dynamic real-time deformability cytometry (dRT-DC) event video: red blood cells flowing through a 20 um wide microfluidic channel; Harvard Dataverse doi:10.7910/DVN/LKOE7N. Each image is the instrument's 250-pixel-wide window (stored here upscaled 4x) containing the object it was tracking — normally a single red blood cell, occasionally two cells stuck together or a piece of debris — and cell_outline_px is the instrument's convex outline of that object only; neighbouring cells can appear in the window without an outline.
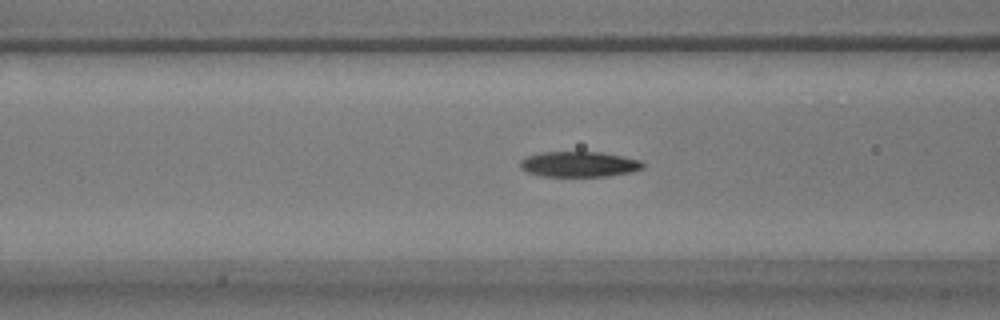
{"species": "common noctule bat (a hibernating species)", "species_latin": "Nyctalus noctula", "temperature_condition": "warm", "stored_images_in_passage": 41, "camera_frame_rate_fps": 3000, "um_per_image_px": 0.085, "animal": {"sex": "male", "body_mass_g": 17.9}, "frame": {"image": 1, "passage_image": 13, "time_ms": 4.0, "image_size_px": [1000, 320], "cell_outline_px": [[644, 168], [632, 172], [608, 176], [540, 176], [528, 172], [520, 168], [520, 160], [524, 156], [540, 152], [600, 152], [640, 160], [644, 164]], "centroid_in_image_um": [49.18, 13.96], "position_along_channel_um": 117.4, "area_um2": 18.26}}
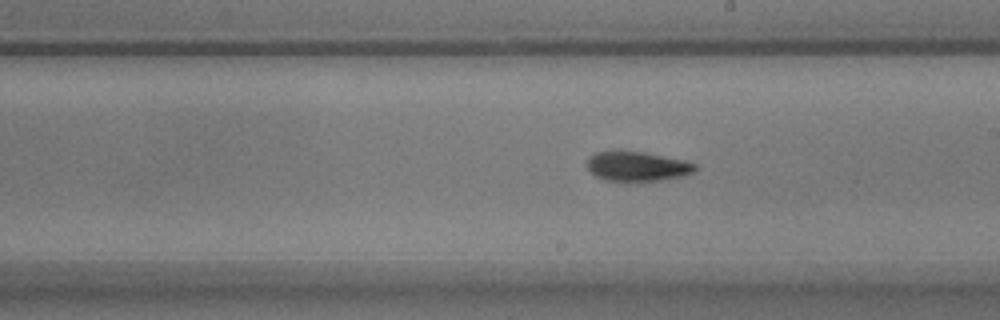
{"frame": {"image": 2, "passage_image": 23, "time_ms": 7.333, "image_size_px": [1000, 320], "cell_outline_px": [[696, 168], [692, 172], [684, 176], [636, 184], [604, 180], [596, 176], [588, 168], [588, 156], [596, 152], [612, 148], [616, 148], [644, 152], [684, 160], [696, 164]], "centroid_in_image_um": [54.1, 14.14], "position_along_channel_um": 234.9, "area_um2": 19.71}}
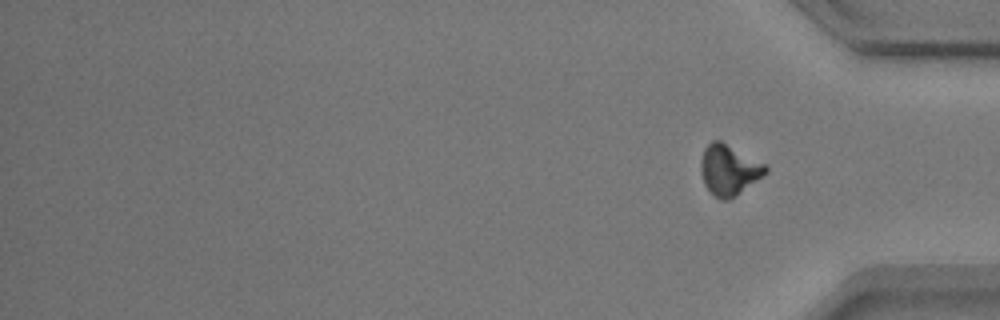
{"frame": {"image": 3, "passage_image": 41, "time_ms": 13.333, "image_size_px": [1000, 320], "cell_outline_px": [[768, 172], [736, 196], [728, 200], [720, 200], [712, 196], [704, 184], [700, 168], [700, 160], [704, 148], [712, 140], [720, 140], [764, 164], [768, 168]], "centroid_in_image_um": [61.92, 14.47], "position_along_channel_um": 373.3, "area_um2": 19.07}, "authors_computed_cell_mechanics": {"area_um2": 18.3804, "velocity_mm_per_s": 3.5244, "shape_relaxation_time_tau1_ms": 4.5284, "shape_relaxation_time_tau2_ms": 2.9709, "deformation_change_tau1": 0.1552, "deformation_change_tau2": 0.0844}}